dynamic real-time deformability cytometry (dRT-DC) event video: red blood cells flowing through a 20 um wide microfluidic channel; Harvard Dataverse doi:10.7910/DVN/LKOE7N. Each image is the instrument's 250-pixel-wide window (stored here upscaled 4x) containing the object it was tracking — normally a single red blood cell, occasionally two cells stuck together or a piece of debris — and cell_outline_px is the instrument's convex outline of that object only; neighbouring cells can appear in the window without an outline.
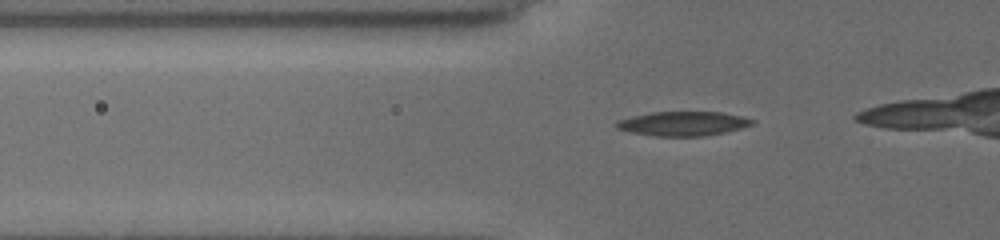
{"species": "common noctule bat (a hibernating species)", "species_latin": "Nyctalus noctula", "temperature_condition": "cold", "stored_images_in_passage": 10, "camera_frame_rate_fps": 3000, "um_per_image_px": 0.085, "animal": {"sex": "female", "body_mass_g": 19.5, "forearm_length_mm": 54.1}, "frame": {"image": 1, "passage_image": 6, "time_ms": 1.667, "image_size_px": [1000, 240], "cell_outline_px": [[756, 120], [752, 124], [740, 128], [724, 132], [700, 136], [656, 136], [632, 132], [616, 128], [616, 120], [632, 116], [652, 112], [720, 112], [744, 116]], "centroid_in_image_um": [58.06, 10.49], "position_along_channel_um": 67.7, "area_um2": 19.07}}
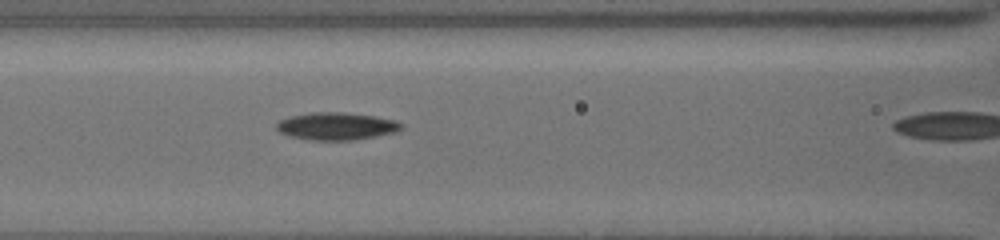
{"frame": {"image": 2, "passage_image": 9, "time_ms": 2.667, "image_size_px": [1000, 240], "cell_outline_px": [[404, 128], [396, 132], [356, 140], [308, 140], [288, 136], [280, 132], [276, 128], [276, 124], [280, 120], [288, 116], [312, 112], [344, 112], [376, 116], [396, 120], [404, 124]], "centroid_in_image_um": [28.62, 10.72], "position_along_channel_um": 138.0, "area_um2": 20.35}}